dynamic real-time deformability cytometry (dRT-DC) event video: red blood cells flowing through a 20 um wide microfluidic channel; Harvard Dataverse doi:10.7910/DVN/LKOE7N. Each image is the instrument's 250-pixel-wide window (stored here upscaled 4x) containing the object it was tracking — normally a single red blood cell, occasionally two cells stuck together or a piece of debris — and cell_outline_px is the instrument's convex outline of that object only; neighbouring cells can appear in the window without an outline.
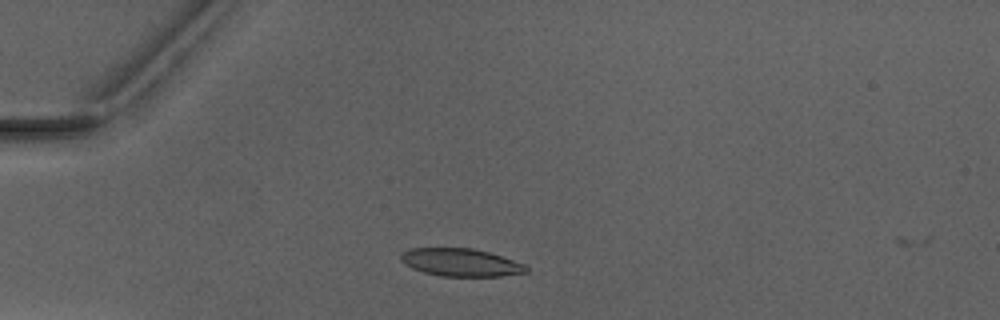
{"species": "Egyptian fruit bat (a non-hibernating species)", "species_latin": "Rousettus aegyptiacus", "temperature_condition": "warm", "stored_images_in_passage": 2, "camera_frame_rate_fps": 3000, "um_per_image_px": 0.085, "animal": {"sex": "male"}, "frame": {"image": 1, "passage_image": 1, "time_ms": 0.0, "image_size_px": [1000, 320], "cell_outline_px": [[528, 272], [500, 276], [440, 276], [424, 272], [412, 268], [400, 260], [400, 256], [404, 252], [412, 248], [472, 248], [488, 252], [528, 264]], "centroid_in_image_um": [39.21, 22.31], "position_along_channel_um": 45.8, "area_um2": 20.29}}